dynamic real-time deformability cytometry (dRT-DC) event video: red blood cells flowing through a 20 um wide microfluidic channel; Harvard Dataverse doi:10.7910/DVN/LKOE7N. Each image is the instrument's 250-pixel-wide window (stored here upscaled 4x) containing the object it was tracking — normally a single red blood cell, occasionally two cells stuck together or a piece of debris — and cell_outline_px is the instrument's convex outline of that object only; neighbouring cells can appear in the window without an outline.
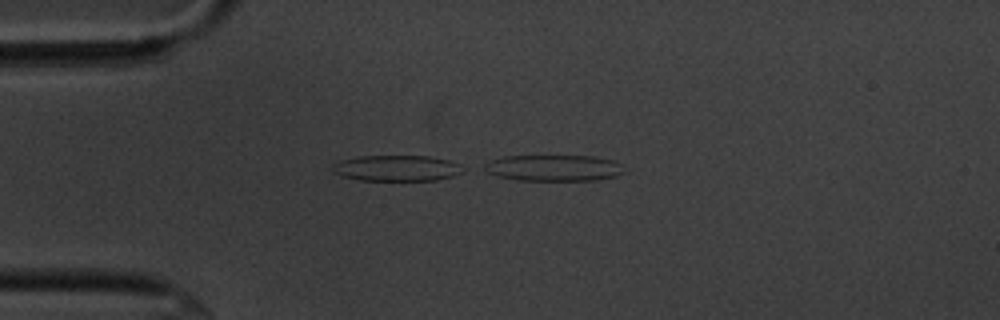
{"species": "common noctule bat (a hibernating species)", "species_latin": "Nyctalus noctula", "temperature_condition": "cold", "stored_images_in_passage": 12, "camera_frame_rate_fps": 3000, "um_per_image_px": 0.085, "animal": {"sex": "male", "body_mass_g": 20.1, "forearm_length_mm": 53.5}, "frame": {"image": 1, "passage_image": 12, "time_ms": 3.667, "image_size_px": [1000, 320], "cell_outline_px": [[624, 172], [616, 176], [596, 180], [516, 180], [496, 176], [480, 168], [484, 164], [492, 160], [504, 156], [596, 156], [612, 160], [624, 164]], "centroid_in_image_um": [47.08, 14.27], "position_along_channel_um": 37.9, "area_um2": 21.56}}